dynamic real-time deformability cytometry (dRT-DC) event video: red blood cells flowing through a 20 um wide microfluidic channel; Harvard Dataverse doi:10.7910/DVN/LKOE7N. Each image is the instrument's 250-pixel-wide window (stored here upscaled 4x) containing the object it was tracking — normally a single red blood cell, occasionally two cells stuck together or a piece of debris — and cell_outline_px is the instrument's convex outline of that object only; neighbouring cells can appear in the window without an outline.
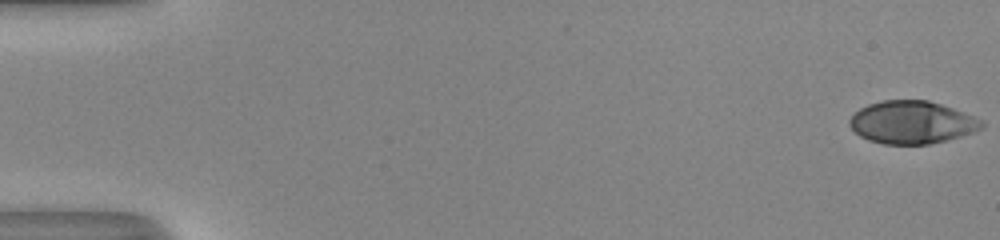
{"species": "human", "species_latin": "Homo sapiens", "temperature_condition": "room temperature", "stored_images_in_passage": 53, "camera_frame_rate_fps": 3000, "um_per_image_px": 0.085, "donor": {"sex": "male"}, "frame": {"image": 1, "passage_image": 1, "time_ms": 0.0, "image_size_px": [1000, 240], "cell_outline_px": [[984, 128], [960, 136], [928, 144], [884, 144], [868, 140], [860, 136], [848, 124], [848, 120], [860, 108], [868, 104], [884, 100], [928, 100], [952, 108], [984, 120]], "centroid_in_image_um": [77.51, 10.4], "position_along_channel_um": 7.5, "area_um2": 32.71}}
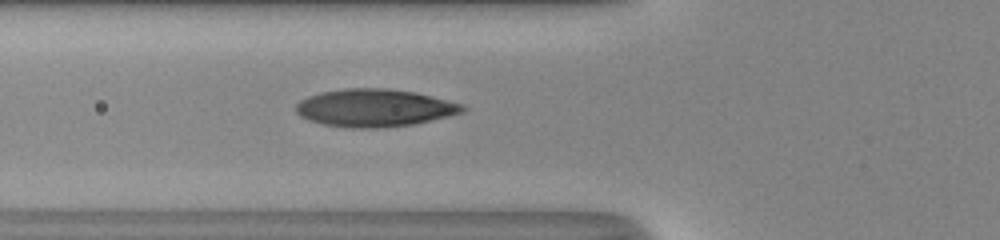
{"frame": {"image": 2, "passage_image": 21, "time_ms": 6.667, "image_size_px": [1000, 240], "cell_outline_px": [[468, 108], [464, 112], [448, 116], [412, 124], [384, 128], [348, 128], [324, 124], [308, 120], [300, 116], [296, 112], [296, 104], [300, 100], [308, 96], [320, 92], [344, 88], [388, 88], [416, 92], [464, 104]], "centroid_in_image_um": [31.84, 9.16], "position_along_channel_um": 94.0, "area_um2": 36.82}}
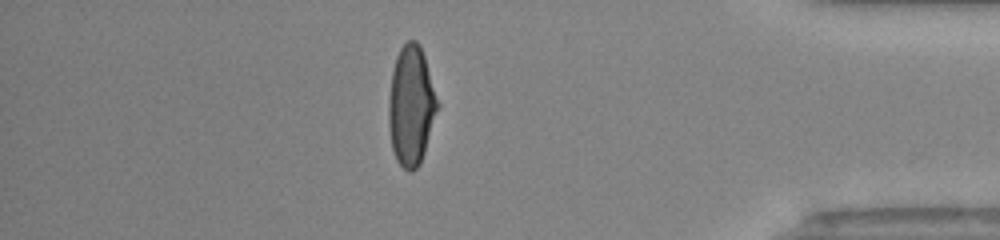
{"frame": {"image": 3, "passage_image": 46, "time_ms": 15.0, "image_size_px": [1000, 240], "cell_outline_px": [[440, 104], [420, 164], [412, 172], [408, 172], [396, 160], [392, 148], [388, 124], [388, 100], [392, 68], [396, 56], [400, 48], [408, 40], [416, 40], [420, 44]], "centroid_in_image_um": [34.94, 8.97], "position_along_channel_um": 400.3, "area_um2": 34.33}, "authors_computed_cell_mechanics": {"area_um2": 34.4488, "velocity_mm_per_s": 4.0868, "shape_relaxation_time_tau1_ms": 6.8371, "shape_relaxation_time_tau2_ms": 0.6456, "deformation_change_tau1": 0.2556, "deformation_change_tau2": 0.0633}}